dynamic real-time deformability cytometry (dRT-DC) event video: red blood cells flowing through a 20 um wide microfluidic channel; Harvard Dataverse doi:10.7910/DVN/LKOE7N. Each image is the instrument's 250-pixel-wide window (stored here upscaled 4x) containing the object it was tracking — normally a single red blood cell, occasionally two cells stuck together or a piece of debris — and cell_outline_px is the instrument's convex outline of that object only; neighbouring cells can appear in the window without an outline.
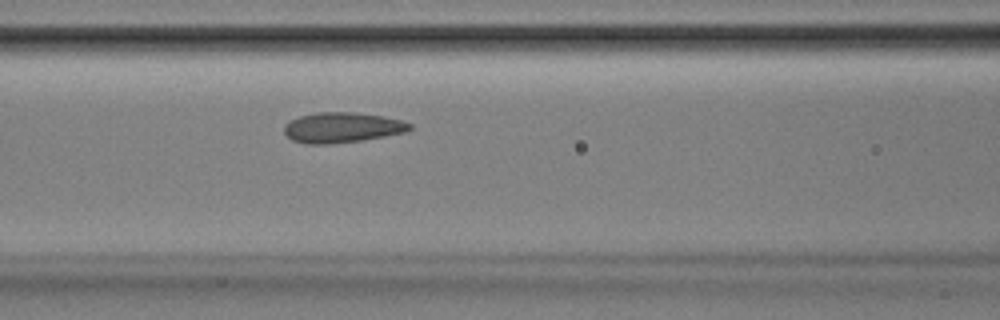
{"species": "Egyptian fruit bat (a non-hibernating species)", "species_latin": "Rousettus aegyptiacus", "temperature_condition": "room temperature", "stored_images_in_passage": 47, "camera_frame_rate_fps": 3000, "um_per_image_px": 0.085, "animal": {"sex": "male"}, "frame": {"image": 1, "passage_image": 17, "time_ms": 5.333, "image_size_px": [1000, 320], "cell_outline_px": [[412, 128], [408, 132], [360, 140], [328, 144], [308, 144], [292, 140], [284, 132], [284, 124], [300, 116], [316, 112], [352, 112], [384, 116], [400, 120], [412, 124]], "centroid_in_image_um": [29.09, 10.83], "position_along_channel_um": 137.5, "area_um2": 22.08}}
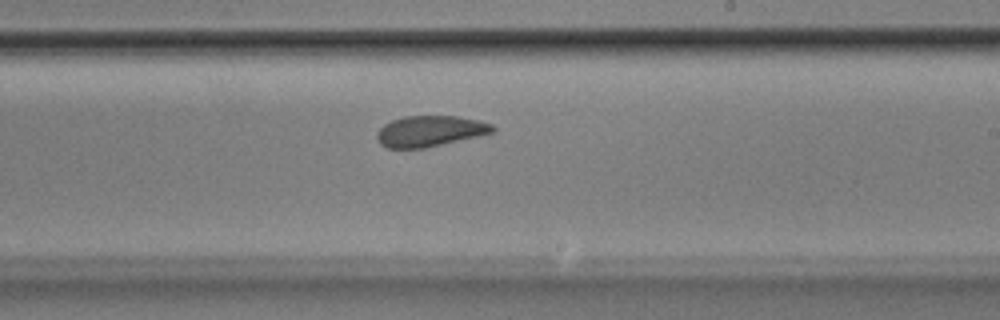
{"frame": {"image": 2, "passage_image": 26, "time_ms": 8.333, "image_size_px": [1000, 320], "cell_outline_px": [[496, 128], [492, 132], [476, 136], [424, 148], [388, 148], [380, 144], [376, 136], [376, 132], [384, 124], [392, 120], [404, 116], [456, 116], [476, 120], [492, 124]], "centroid_in_image_um": [36.49, 11.14], "position_along_channel_um": 252.5, "area_um2": 20.52}}
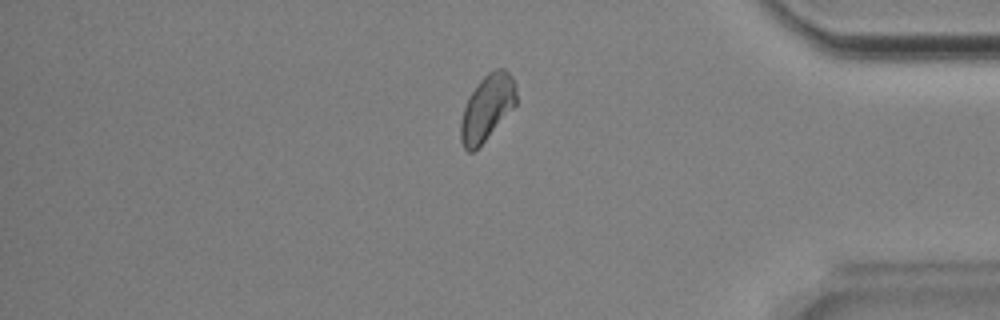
{"frame": {"image": 3, "passage_image": 39, "time_ms": 12.667, "image_size_px": [1000, 320], "cell_outline_px": [[516, 104], [484, 140], [472, 152], [468, 152], [464, 148], [460, 140], [460, 120], [464, 108], [472, 92], [480, 80], [488, 72], [496, 68], [504, 68], [512, 76], [516, 84]], "centroid_in_image_um": [41.4, 9.12], "position_along_channel_um": 393.8, "area_um2": 20.87}, "authors_computed_cell_mechanics": {"area_um2": 21.5594, "velocity_mm_per_s": 3.8417, "shape_relaxation_time_tau1_ms": 3.2561, "shape_relaxation_time_tau2_ms": 2.5054, "deformation_change_tau1": 0.0945, "deformation_change_tau2": 0.0312}}